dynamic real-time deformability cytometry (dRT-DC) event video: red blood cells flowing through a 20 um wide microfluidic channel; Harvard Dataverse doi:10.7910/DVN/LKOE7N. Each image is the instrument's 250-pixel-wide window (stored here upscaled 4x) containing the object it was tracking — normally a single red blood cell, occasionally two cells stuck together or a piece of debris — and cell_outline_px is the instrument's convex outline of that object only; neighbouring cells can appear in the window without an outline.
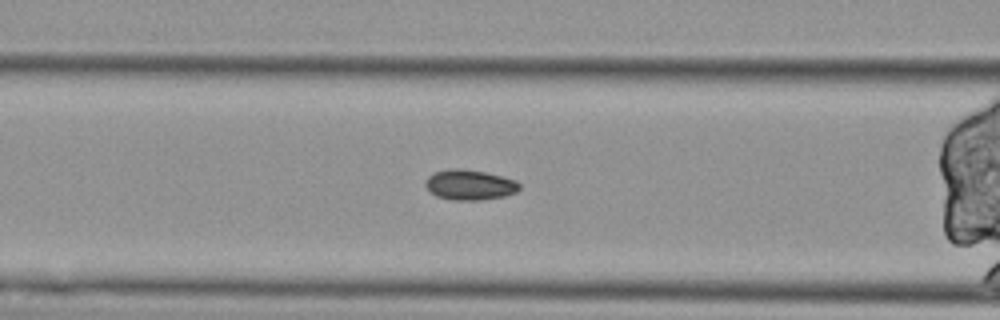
{"species": "Egyptian fruit bat (a non-hibernating species)", "species_latin": "Rousettus aegyptiacus", "temperature_condition": "cold", "stored_images_in_passage": 46, "segment_of_instrument_passage": [2, 2], "camera_frame_rate_fps": 3000, "um_per_image_px": 0.085, "animal": {"sex": "female"}, "frame": {"image": 1, "passage_image": 22, "time_ms": 7.0, "image_size_px": [1000, 320], "cell_outline_px": [[520, 188], [516, 192], [504, 196], [480, 200], [452, 200], [436, 196], [428, 192], [424, 184], [428, 176], [436, 172], [452, 168], [460, 168], [484, 172], [516, 180], [520, 184]], "centroid_in_image_um": [39.89, 15.72], "position_along_channel_um": 126.7, "area_um2": 16.59}}
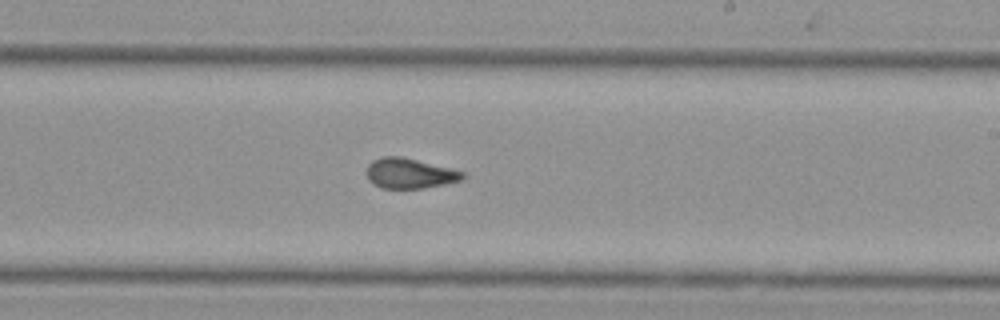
{"frame": {"image": 2, "passage_image": 33, "time_ms": 10.667, "image_size_px": [1000, 320], "cell_outline_px": [[468, 176], [464, 180], [424, 188], [380, 188], [372, 184], [368, 180], [368, 164], [372, 160], [384, 156], [400, 156], [452, 168], [464, 172]], "centroid_in_image_um": [34.86, 14.74], "position_along_channel_um": 254.1, "area_um2": 17.05}}
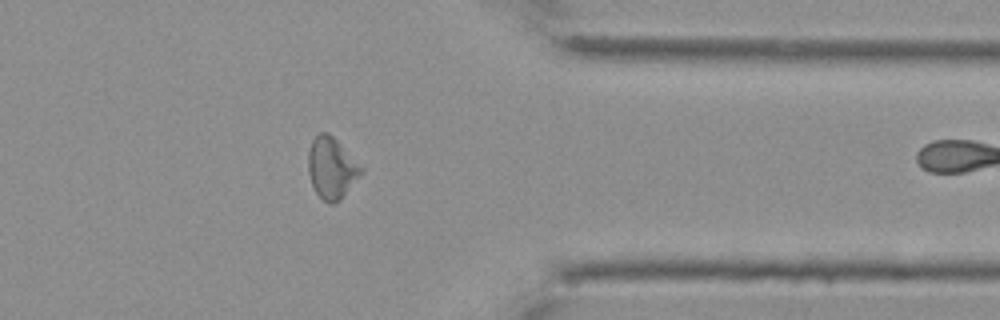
{"frame": {"image": 3, "passage_image": 45, "time_ms": 14.667, "image_size_px": [1000, 320], "cell_outline_px": [[364, 172], [340, 200], [332, 204], [328, 204], [316, 192], [312, 184], [308, 172], [308, 152], [312, 140], [320, 132], [328, 132], [364, 168]], "centroid_in_image_um": [28.19, 14.29], "position_along_channel_um": 383.2, "area_um2": 18.84}}